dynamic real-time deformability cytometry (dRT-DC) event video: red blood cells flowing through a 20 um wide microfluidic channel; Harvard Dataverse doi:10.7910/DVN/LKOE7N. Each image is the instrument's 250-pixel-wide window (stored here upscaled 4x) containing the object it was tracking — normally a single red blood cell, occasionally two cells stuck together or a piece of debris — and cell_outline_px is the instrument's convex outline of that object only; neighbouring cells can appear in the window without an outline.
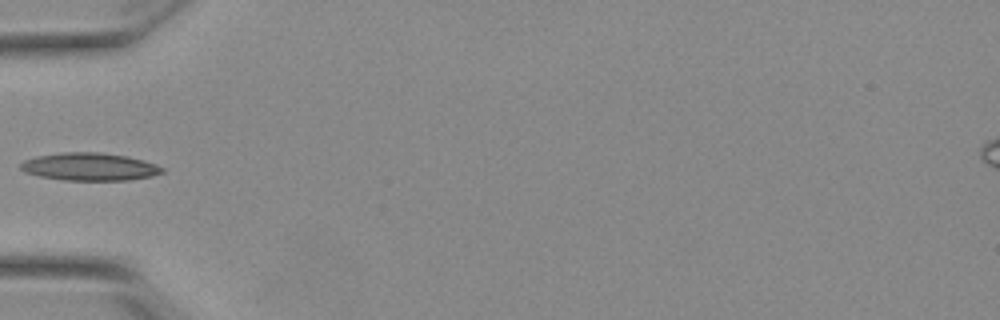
{"species": "Egyptian fruit bat (a non-hibernating species)", "species_latin": "Rousettus aegyptiacus", "temperature_condition": "warm", "stored_images_in_passage": 36, "camera_frame_rate_fps": 3000, "um_per_image_px": 0.085, "animal": {"sex": "female"}, "frame": {"image": 1, "passage_image": 1, "time_ms": 0.0, "image_size_px": [1000, 320], "cell_outline_px": [[164, 172], [152, 176], [128, 180], [64, 180], [40, 176], [24, 172], [20, 168], [20, 164], [24, 160], [36, 156], [64, 152], [100, 152], [128, 156], [144, 160], [156, 164], [164, 168]], "centroid_in_image_um": [7.63, 14.16], "position_along_channel_um": 77.4, "area_um2": 22.95}}
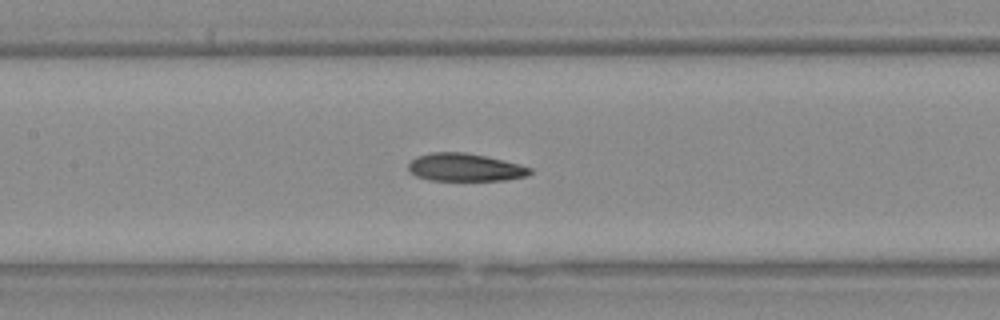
{"frame": {"image": 2, "passage_image": 8, "time_ms": 2.333, "image_size_px": [1000, 320], "cell_outline_px": [[532, 172], [528, 176], [504, 180], [428, 180], [416, 176], [408, 168], [408, 164], [416, 156], [432, 152], [464, 152], [484, 156], [532, 168]], "centroid_in_image_um": [39.5, 14.23], "position_along_channel_um": 167.9, "area_um2": 19.48}}
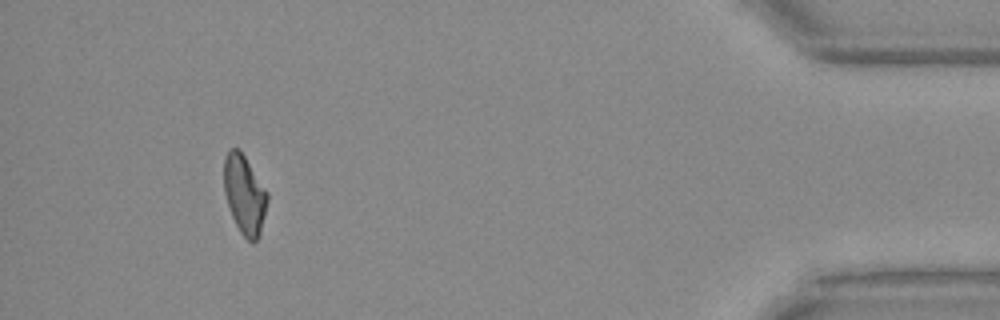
{"frame": {"image": 3, "passage_image": 32, "time_ms": 10.333, "image_size_px": [1000, 320], "cell_outline_px": [[268, 200], [260, 236], [252, 244], [240, 232], [232, 216], [224, 192], [224, 156], [232, 148], [240, 148], [268, 192]], "centroid_in_image_um": [20.8, 16.53], "position_along_channel_um": 414.4, "area_um2": 20.11}}